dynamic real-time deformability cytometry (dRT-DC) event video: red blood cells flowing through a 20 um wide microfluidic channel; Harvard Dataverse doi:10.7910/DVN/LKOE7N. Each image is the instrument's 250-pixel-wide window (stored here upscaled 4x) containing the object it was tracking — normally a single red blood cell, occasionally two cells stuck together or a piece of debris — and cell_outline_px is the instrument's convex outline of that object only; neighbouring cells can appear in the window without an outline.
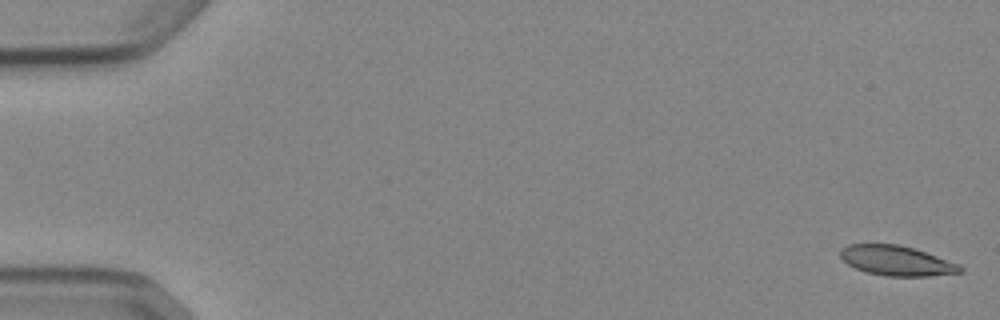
{"species": "Egyptian fruit bat (a non-hibernating species)", "species_latin": "Rousettus aegyptiacus", "temperature_condition": "cold", "stored_images_in_passage": 54, "camera_frame_rate_fps": 3000, "um_per_image_px": 0.085, "animal": {"sex": "female"}, "frame": {"image": 1, "passage_image": 1, "time_ms": 0.0, "image_size_px": [1000, 320], "cell_outline_px": [[964, 272], [928, 276], [884, 276], [868, 272], [856, 268], [848, 264], [840, 256], [840, 248], [848, 244], [896, 244], [912, 248], [960, 264], [964, 268]], "centroid_in_image_um": [76.21, 22.16], "position_along_channel_um": 8.8, "area_um2": 20.75}}
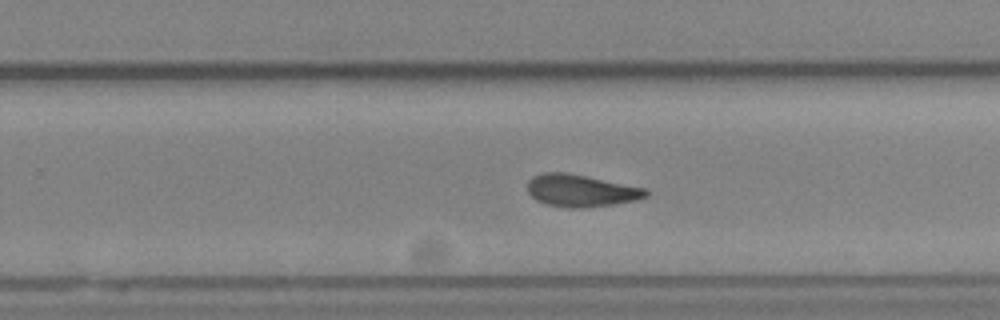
{"frame": {"image": 2, "passage_image": 34, "time_ms": 11.0, "image_size_px": [1000, 320], "cell_outline_px": [[652, 192], [648, 196], [636, 200], [612, 204], [580, 208], [568, 208], [548, 204], [536, 200], [528, 192], [528, 180], [532, 176], [544, 172], [564, 172], [648, 188]], "centroid_in_image_um": [49.41, 16.2], "position_along_channel_um": 280.4, "area_um2": 22.25}}
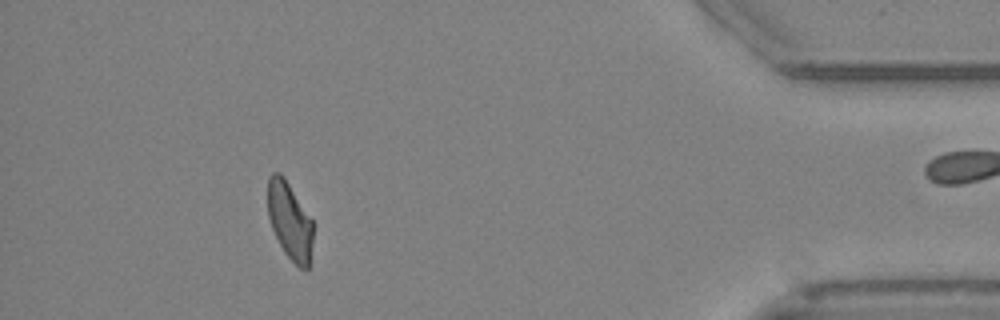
{"frame": {"image": 3, "passage_image": 48, "time_ms": 15.667, "image_size_px": [1000, 320], "cell_outline_px": [[312, 244], [308, 268], [300, 268], [284, 252], [272, 228], [268, 216], [268, 176], [272, 172], [280, 172], [284, 176], [312, 220]], "centroid_in_image_um": [24.61, 18.73], "position_along_channel_um": 410.6, "area_um2": 20.11}}